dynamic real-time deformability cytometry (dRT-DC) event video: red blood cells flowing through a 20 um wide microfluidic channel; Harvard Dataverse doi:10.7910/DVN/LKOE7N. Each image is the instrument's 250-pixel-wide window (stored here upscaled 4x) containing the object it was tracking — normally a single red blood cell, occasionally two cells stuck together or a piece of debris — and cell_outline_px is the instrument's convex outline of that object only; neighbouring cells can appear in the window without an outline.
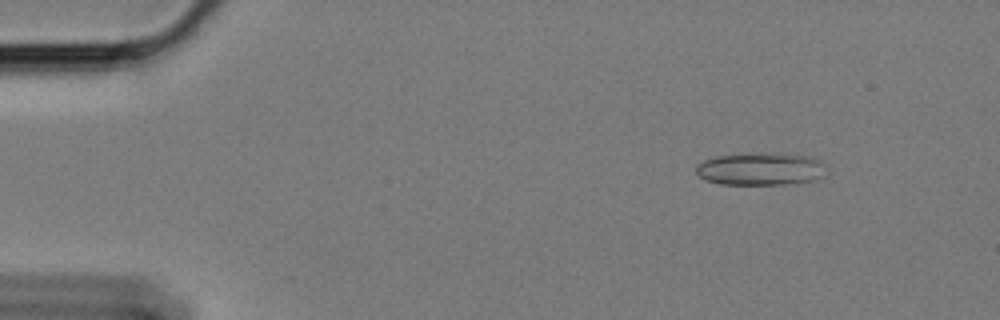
{"species": "Egyptian fruit bat (a non-hibernating species)", "species_latin": "Rousettus aegyptiacus", "temperature_condition": "cold", "stored_images_in_passage": 58, "camera_frame_rate_fps": 3000, "um_per_image_px": 0.085, "animal": {"sex": "female"}, "frame": {"image": 1, "passage_image": 7, "time_ms": 2.0, "image_size_px": [1000, 320], "cell_outline_px": [[828, 164], [824, 176], [812, 180], [784, 184], [720, 184], [708, 180], [700, 176], [696, 172], [696, 164], [704, 160], [716, 156], [776, 152], [784, 152], [812, 156]], "centroid_in_image_um": [64.74, 14.33], "position_along_channel_um": 20.3, "area_um2": 25.09}}
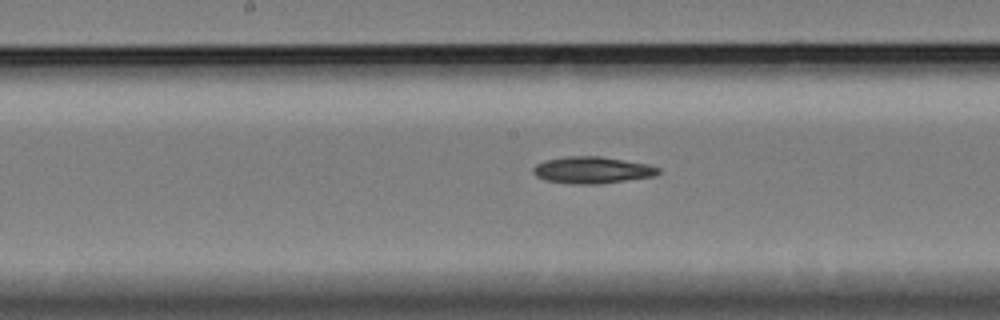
{"frame": {"image": 2, "passage_image": 30, "time_ms": 9.667, "image_size_px": [1000, 320], "cell_outline_px": [[660, 172], [656, 176], [596, 184], [572, 184], [544, 180], [536, 176], [532, 172], [532, 168], [536, 164], [544, 160], [564, 156], [600, 156], [648, 164], [660, 168]], "centroid_in_image_um": [50.3, 14.45], "position_along_channel_um": 197.9, "area_um2": 19.65}}
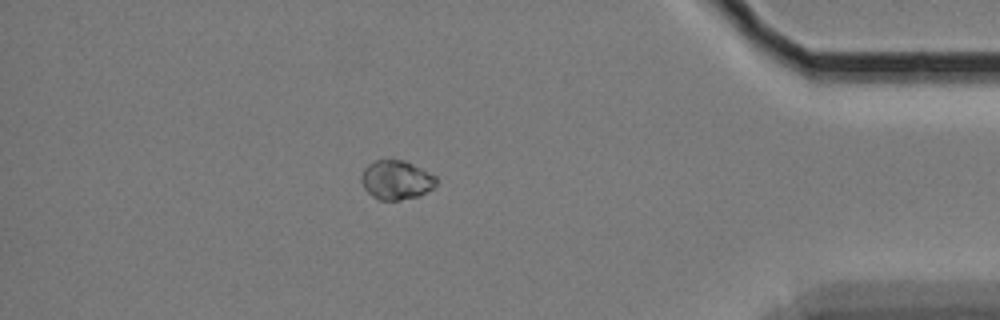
{"frame": {"image": 3, "passage_image": 51, "time_ms": 16.667, "image_size_px": [1000, 320], "cell_outline_px": [[436, 184], [432, 188], [420, 196], [400, 200], [380, 200], [372, 196], [364, 188], [360, 180], [360, 176], [364, 168], [368, 164], [376, 160], [392, 156], [404, 160], [436, 176]], "centroid_in_image_um": [33.65, 15.26], "position_along_channel_um": 401.6, "area_um2": 17.46}}